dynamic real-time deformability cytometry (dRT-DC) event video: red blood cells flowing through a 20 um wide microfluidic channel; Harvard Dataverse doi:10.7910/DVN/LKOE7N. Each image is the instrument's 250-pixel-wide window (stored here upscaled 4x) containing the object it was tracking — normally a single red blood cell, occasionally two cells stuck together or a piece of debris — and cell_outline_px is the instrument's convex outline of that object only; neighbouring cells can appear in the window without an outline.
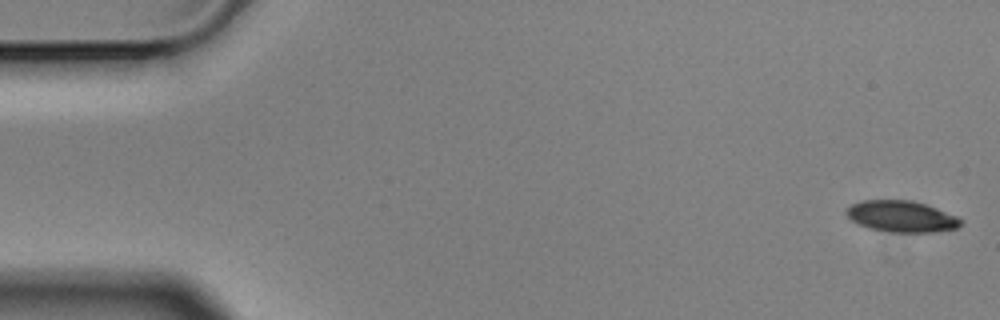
{"species": "Egyptian fruit bat (a non-hibernating species)", "species_latin": "Rousettus aegyptiacus", "temperature_condition": "cold", "stored_images_in_passage": 5, "camera_frame_rate_fps": 3000, "um_per_image_px": 0.085, "animal": {"sex": "male"}, "frame": {"image": 1, "passage_image": 1, "time_ms": 0.0, "image_size_px": [1000, 320], "cell_outline_px": [[964, 220], [956, 228], [932, 232], [892, 232], [868, 228], [852, 220], [844, 212], [844, 208], [860, 200], [912, 200], [936, 208], [956, 216]], "centroid_in_image_um": [76.59, 18.38], "position_along_channel_um": 8.4, "area_um2": 20.81}}
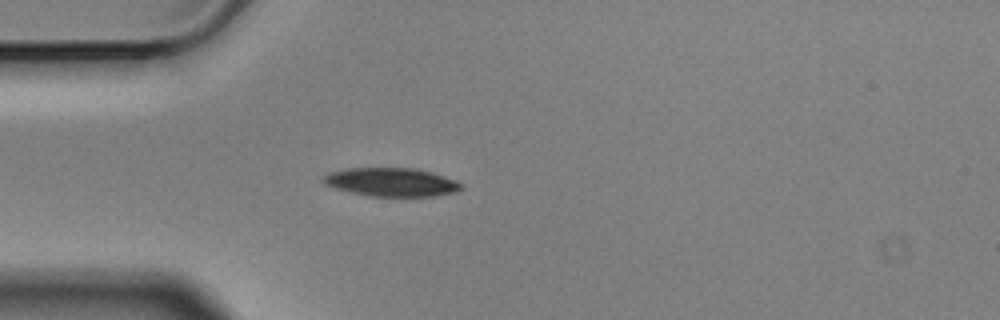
{"frame": {"image": 2, "passage_image": 5, "time_ms": 1.333, "image_size_px": [1000, 320], "cell_outline_px": [[464, 188], [456, 192], [436, 196], [368, 196], [336, 188], [324, 184], [320, 180], [328, 172], [348, 168], [416, 168], [432, 172], [456, 180], [464, 184]], "centroid_in_image_um": [33.3, 15.48], "position_along_channel_um": 51.7, "area_um2": 23.12}}